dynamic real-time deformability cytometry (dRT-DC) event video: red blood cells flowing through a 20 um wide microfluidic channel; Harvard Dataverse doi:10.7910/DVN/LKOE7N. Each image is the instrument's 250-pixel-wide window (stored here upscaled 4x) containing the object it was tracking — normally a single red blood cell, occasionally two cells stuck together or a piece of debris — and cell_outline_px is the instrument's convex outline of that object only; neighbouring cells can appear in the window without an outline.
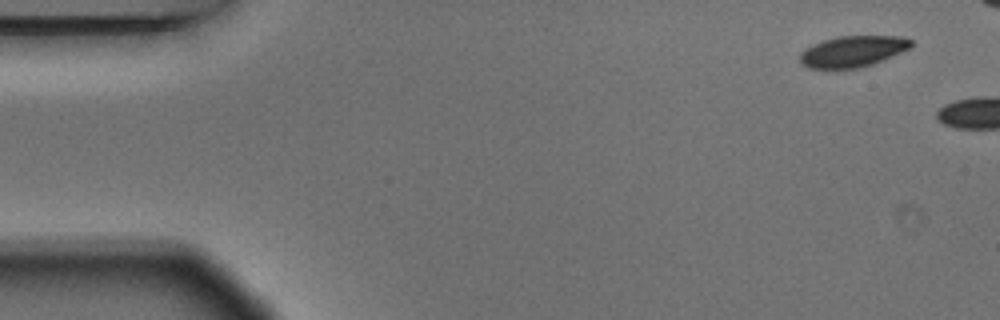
{"species": "Egyptian fruit bat (a non-hibernating species)", "species_latin": "Rousettus aegyptiacus", "temperature_condition": "warm", "stored_images_in_passage": 2, "camera_frame_rate_fps": 3000, "um_per_image_px": 0.085, "animal": {"sex": "male"}, "frame": {"image": 1, "passage_image": 1, "time_ms": 0.0, "image_size_px": [1000, 320], "cell_outline_px": [[912, 44], [908, 48], [900, 52], [872, 64], [860, 68], [808, 68], [800, 64], [800, 52], [804, 48], [812, 44], [836, 36], [904, 36], [912, 40]], "centroid_in_image_um": [72.43, 4.36], "position_along_channel_um": 12.6, "area_um2": 20.11}}